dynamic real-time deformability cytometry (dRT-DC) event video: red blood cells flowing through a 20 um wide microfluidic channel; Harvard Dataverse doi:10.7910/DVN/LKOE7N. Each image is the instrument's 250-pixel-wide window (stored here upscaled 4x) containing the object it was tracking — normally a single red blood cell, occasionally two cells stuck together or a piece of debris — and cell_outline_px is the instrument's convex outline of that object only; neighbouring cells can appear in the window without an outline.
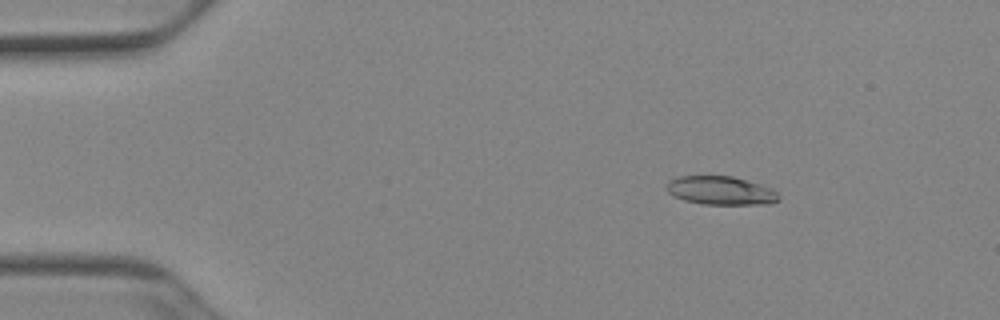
{"species": "Egyptian fruit bat (a non-hibernating species)", "species_latin": "Rousettus aegyptiacus", "temperature_condition": "cold", "stored_images_in_passage": 47, "camera_frame_rate_fps": 3000, "um_per_image_px": 0.085, "animal": {"sex": "female"}, "frame": {"image": 1, "passage_image": 3, "time_ms": 0.667, "image_size_px": [1000, 320], "cell_outline_px": [[780, 200], [768, 204], [704, 204], [684, 200], [668, 192], [664, 188], [668, 180], [680, 176], [732, 176], [760, 184], [772, 188], [780, 196]], "centroid_in_image_um": [61.26, 16.19], "position_along_channel_um": 23.7, "area_um2": 18.67}}
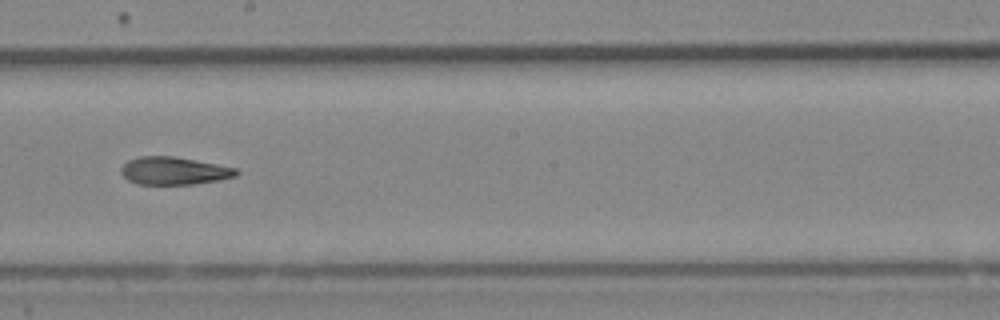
{"frame": {"image": 2, "passage_image": 25, "time_ms": 8.0, "image_size_px": [1000, 320], "cell_outline_px": [[240, 172], [236, 176], [220, 180], [192, 184], [136, 184], [128, 180], [120, 172], [120, 168], [128, 160], [140, 156], [172, 156], [216, 164], [236, 168]], "centroid_in_image_um": [14.77, 14.52], "position_along_channel_um": 233.4, "area_um2": 18.55}}
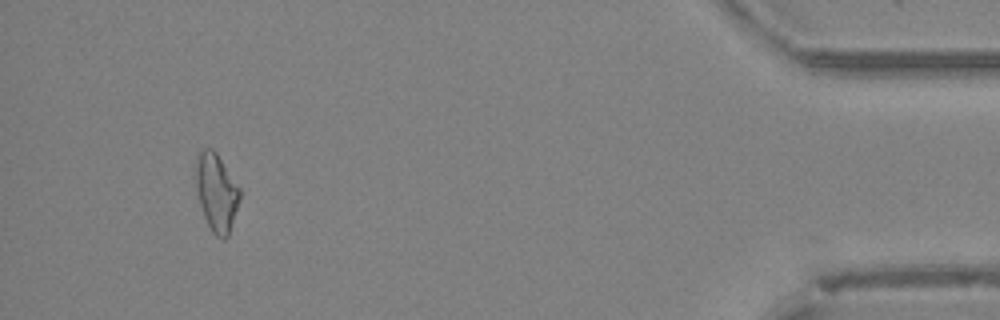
{"frame": {"image": 3, "passage_image": 44, "time_ms": 14.333, "image_size_px": [1000, 320], "cell_outline_px": [[240, 200], [228, 236], [224, 240], [216, 236], [212, 232], [204, 216], [200, 204], [196, 188], [196, 152], [204, 148], [212, 148], [216, 152], [240, 188]], "centroid_in_image_um": [18.39, 16.33], "position_along_channel_um": 416.8, "area_um2": 19.94}, "authors_computed_cell_mechanics": {"area_um2": 19.1318, "velocity_mm_per_s": 3.9234, "shape_relaxation_time_tau1_ms": 9.3477, "shape_relaxation_time_tau2_ms": 4.772, "deformation_change_tau1": 0.2297, "deformation_change_tau2": 0.142}}